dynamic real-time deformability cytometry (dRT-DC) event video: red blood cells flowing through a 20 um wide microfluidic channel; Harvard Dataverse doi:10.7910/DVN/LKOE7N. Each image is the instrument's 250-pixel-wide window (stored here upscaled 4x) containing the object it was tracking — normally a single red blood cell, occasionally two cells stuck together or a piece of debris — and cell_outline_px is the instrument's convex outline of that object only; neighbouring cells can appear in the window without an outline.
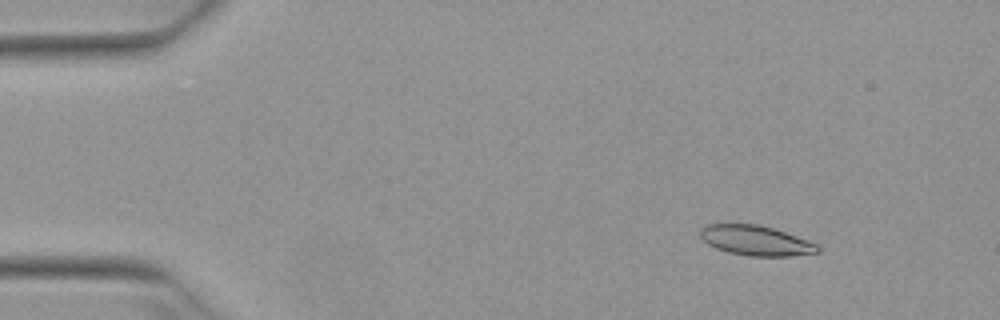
{"species": "Egyptian fruit bat (a non-hibernating species)", "species_latin": "Rousettus aegyptiacus", "temperature_condition": "warm", "stored_images_in_passage": 6, "camera_frame_rate_fps": 3000, "um_per_image_px": 0.085, "animal": {"sex": "female"}, "frame": {"image": 1, "passage_image": 2, "time_ms": 0.333, "image_size_px": [1000, 320], "cell_outline_px": [[820, 252], [792, 256], [752, 256], [728, 252], [716, 248], [708, 244], [700, 236], [700, 228], [708, 224], [756, 224], [772, 228], [808, 240], [816, 244], [820, 248]], "centroid_in_image_um": [64.24, 20.45], "position_along_channel_um": 20.8, "area_um2": 20.35}}
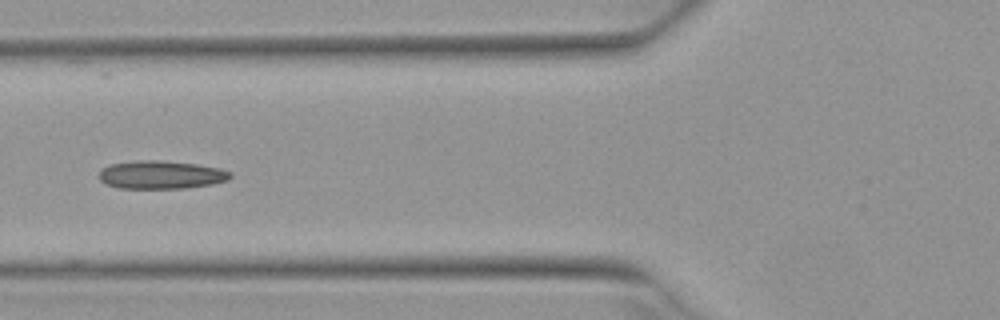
{"frame": {"image": 2, "passage_image": 5, "time_ms": 1.333, "image_size_px": [1000, 320], "cell_outline_px": [[232, 176], [228, 180], [212, 184], [184, 188], [120, 188], [104, 184], [100, 180], [100, 172], [108, 164], [136, 160], [160, 160], [196, 164], [220, 168], [232, 172]], "centroid_in_image_um": [13.7, 14.85], "position_along_channel_um": 112.1, "area_um2": 21.62}}
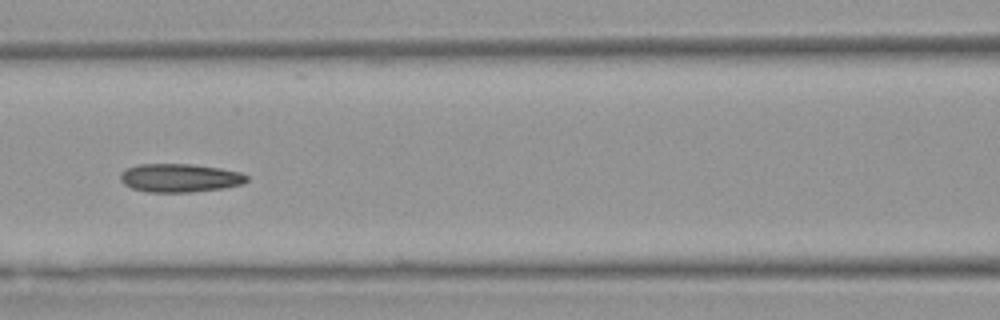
{"frame": {"image": 3, "passage_image": 6, "time_ms": 1.667, "image_size_px": [1000, 320], "cell_outline_px": [[248, 180], [244, 184], [224, 188], [188, 192], [148, 192], [132, 188], [124, 184], [120, 180], [120, 172], [136, 164], [192, 164], [220, 168], [240, 172], [248, 176]], "centroid_in_image_um": [15.29, 15.12], "position_along_channel_um": 151.3, "area_um2": 21.04}}